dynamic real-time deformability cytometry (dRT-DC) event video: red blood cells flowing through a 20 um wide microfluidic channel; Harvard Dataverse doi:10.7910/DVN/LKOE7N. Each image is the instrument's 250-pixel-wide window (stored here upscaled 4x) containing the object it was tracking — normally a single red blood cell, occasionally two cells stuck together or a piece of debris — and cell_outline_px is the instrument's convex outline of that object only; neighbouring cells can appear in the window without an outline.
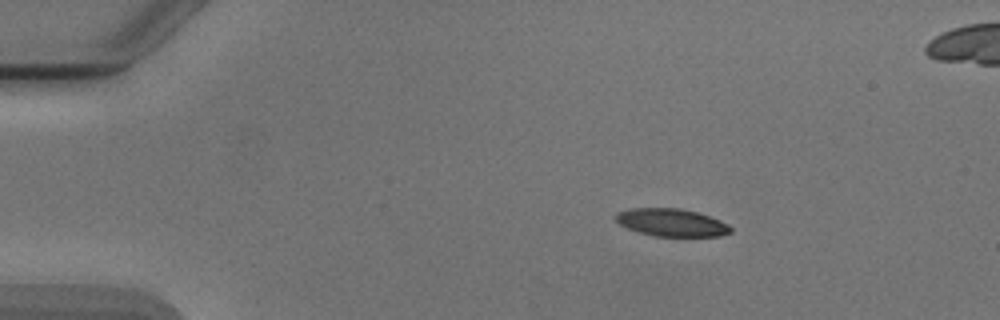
{"species": "Egyptian fruit bat (a non-hibernating species)", "species_latin": "Rousettus aegyptiacus", "temperature_condition": "cold", "stored_images_in_passage": 4, "camera_frame_rate_fps": 3000, "um_per_image_px": 0.085, "animal": {"sex": "male"}, "frame": {"image": 1, "passage_image": 1, "time_ms": 0.0, "image_size_px": [1000, 320], "cell_outline_px": [[732, 232], [720, 236], [656, 236], [640, 232], [628, 228], [620, 224], [616, 220], [616, 212], [632, 208], [680, 208], [696, 212], [708, 216], [728, 224], [732, 228]], "centroid_in_image_um": [57.09, 18.91], "position_along_channel_um": 27.9, "area_um2": 18.32}}